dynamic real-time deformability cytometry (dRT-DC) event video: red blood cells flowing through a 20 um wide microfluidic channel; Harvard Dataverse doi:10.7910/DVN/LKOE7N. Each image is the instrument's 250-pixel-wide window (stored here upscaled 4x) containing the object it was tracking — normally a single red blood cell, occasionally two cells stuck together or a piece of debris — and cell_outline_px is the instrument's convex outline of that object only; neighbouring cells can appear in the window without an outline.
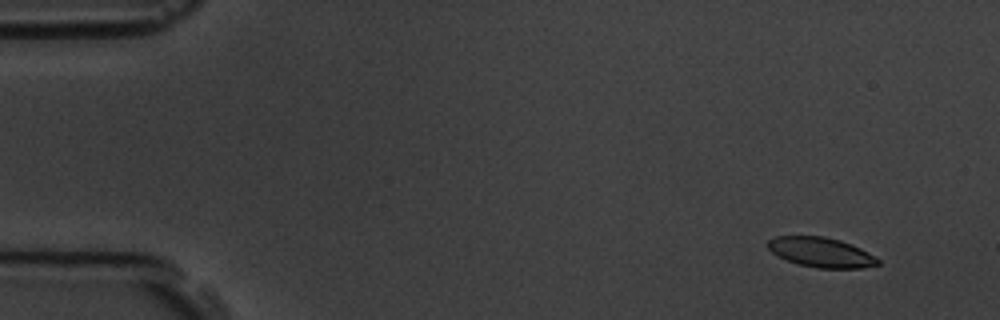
{"species": "common noctule bat (a hibernating species)", "species_latin": "Nyctalus noctula", "temperature_condition": "room temperature", "stored_images_in_passage": 5, "camera_frame_rate_fps": 3000, "um_per_image_px": 0.085, "animal": {"sex": "male", "body_mass_g": 19.5, "forearm_length_mm": 54.6}, "frame": {"image": 1, "passage_image": 2, "time_ms": 1.333, "image_size_px": [1000, 320], "cell_outline_px": [[880, 264], [864, 268], [816, 268], [800, 264], [776, 256], [764, 244], [768, 240], [776, 236], [824, 236], [840, 240], [860, 248], [868, 252], [880, 260]], "centroid_in_image_um": [69.77, 21.44], "position_along_channel_um": 15.2, "area_um2": 19.19}}
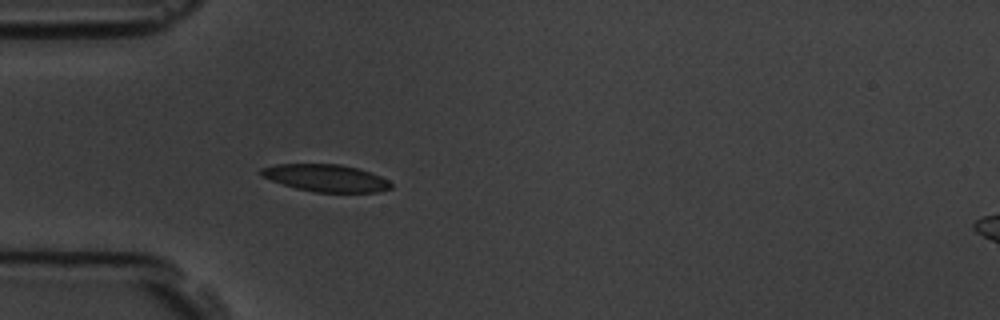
{"frame": {"image": 2, "passage_image": 5, "time_ms": 5.333, "image_size_px": [1000, 320], "cell_outline_px": [[392, 188], [380, 192], [316, 192], [296, 188], [272, 180], [264, 176], [260, 172], [260, 168], [276, 164], [340, 164], [356, 168], [380, 176], [388, 180], [392, 184]], "centroid_in_image_um": [27.73, 15.13], "position_along_channel_um": 57.3, "area_um2": 20.35}}